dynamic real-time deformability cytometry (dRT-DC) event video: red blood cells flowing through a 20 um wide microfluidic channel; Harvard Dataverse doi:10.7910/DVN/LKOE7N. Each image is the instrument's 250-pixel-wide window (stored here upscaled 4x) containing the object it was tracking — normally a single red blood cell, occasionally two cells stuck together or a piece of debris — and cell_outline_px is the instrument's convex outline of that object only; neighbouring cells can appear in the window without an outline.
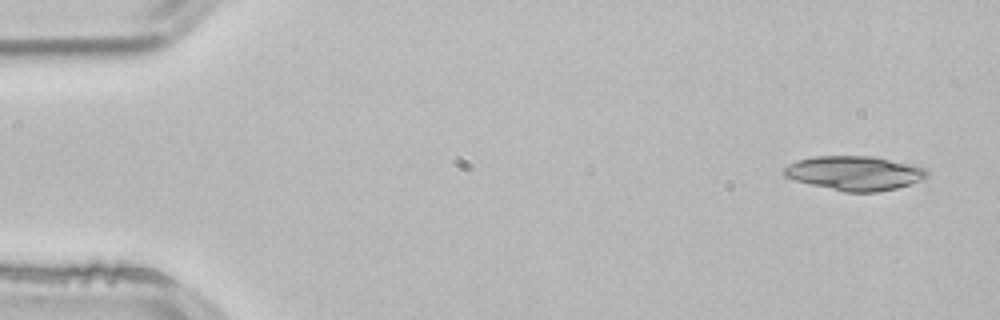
{"species": "common noctule bat (a hibernating species)", "species_latin": "Nyctalus noctula", "temperature_condition": "room temperature", "stored_images_in_passage": 4, "camera_frame_rate_fps": 3000, "um_per_image_px": 0.085, "animal": {"sex": "male", "body_mass_g": 21.5, "forearm_length_mm": 52.0}, "frame": {"image": 1, "passage_image": 1, "time_ms": 0.0, "image_size_px": [1000, 320], "cell_outline_px": [[928, 176], [924, 180], [896, 188], [876, 192], [844, 192], [796, 180], [784, 176], [784, 168], [788, 164], [796, 160], [812, 156], [872, 156], [916, 164], [924, 168], [928, 172]], "centroid_in_image_um": [72.69, 14.7], "position_along_channel_um": 12.3, "area_um2": 28.73}}